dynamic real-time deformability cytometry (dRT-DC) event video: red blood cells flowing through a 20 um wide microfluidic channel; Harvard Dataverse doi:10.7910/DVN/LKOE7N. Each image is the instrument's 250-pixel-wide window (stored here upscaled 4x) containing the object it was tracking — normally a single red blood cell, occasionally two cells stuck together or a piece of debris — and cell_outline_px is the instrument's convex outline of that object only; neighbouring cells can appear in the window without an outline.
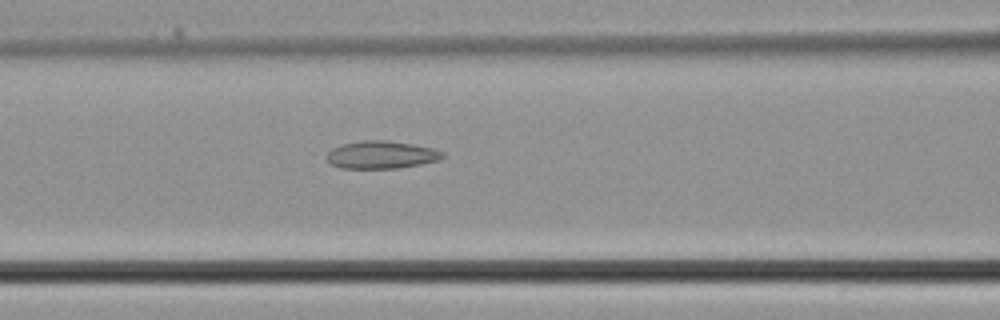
{"species": "common noctule bat (a hibernating species)", "species_latin": "Nyctalus noctula", "temperature_condition": "cold", "stored_images_in_passage": 27, "camera_frame_rate_fps": 3000, "um_per_image_px": 0.085, "animal": {"sex": "male", "body_mass_g": 21.5, "forearm_length_mm": 52.0}, "frame": {"image": 1, "passage_image": 12, "time_ms": 3.667, "image_size_px": [1000, 320], "cell_outline_px": [[444, 156], [440, 160], [420, 164], [396, 168], [340, 168], [332, 164], [328, 160], [328, 152], [332, 148], [340, 144], [364, 140], [388, 140], [412, 144], [432, 148], [444, 152]], "centroid_in_image_um": [32.42, 13.15], "position_along_channel_um": 134.2, "area_um2": 18.61}}
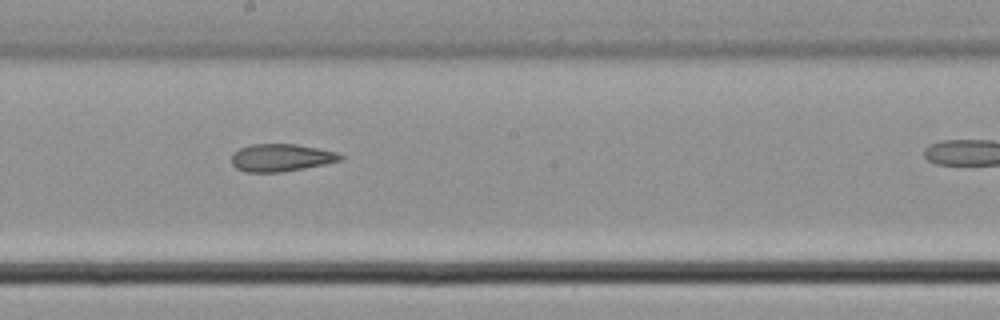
{"frame": {"image": 2, "passage_image": 17, "time_ms": 5.333, "image_size_px": [1000, 320], "cell_outline_px": [[344, 160], [304, 168], [280, 172], [248, 172], [236, 168], [232, 164], [232, 152], [240, 148], [252, 144], [296, 144], [336, 152], [344, 156]], "centroid_in_image_um": [23.89, 13.4], "position_along_channel_um": 224.3, "area_um2": 17.4}}
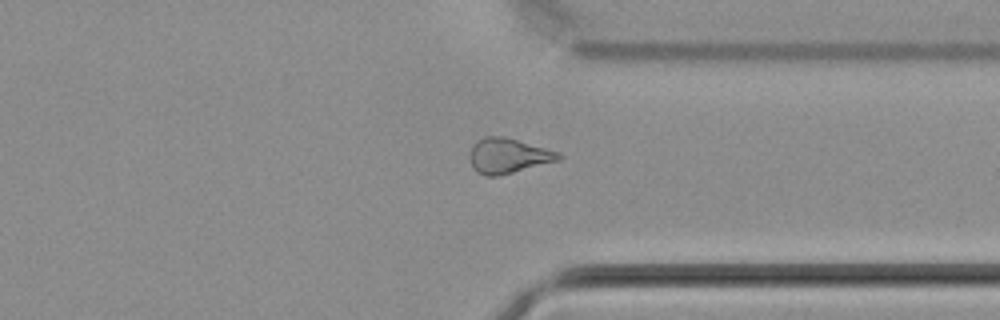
{"frame": {"image": 3, "passage_image": 25, "time_ms": 8.0, "image_size_px": [1000, 320], "cell_outline_px": [[564, 156], [560, 160], [496, 176], [484, 176], [476, 172], [468, 156], [472, 144], [476, 140], [484, 136], [504, 136], [560, 152]], "centroid_in_image_um": [43.17, 13.22], "position_along_channel_um": 368.2, "area_um2": 18.26}}